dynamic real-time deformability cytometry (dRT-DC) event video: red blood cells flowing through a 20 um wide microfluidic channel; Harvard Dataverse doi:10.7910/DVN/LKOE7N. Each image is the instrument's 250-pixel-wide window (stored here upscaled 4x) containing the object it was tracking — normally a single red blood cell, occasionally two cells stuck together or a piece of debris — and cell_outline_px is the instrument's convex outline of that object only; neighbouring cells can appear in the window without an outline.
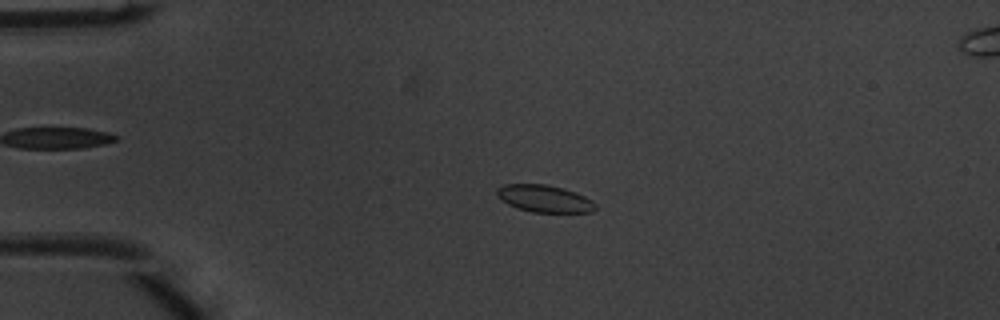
{"species": "common noctule bat (a hibernating species)", "species_latin": "Nyctalus noctula", "temperature_condition": "warm", "stored_images_in_passage": 41, "camera_frame_rate_fps": 3000, "um_per_image_px": 0.085, "animal": {"sex": "male", "body_mass_g": 20.1, "forearm_length_mm": 53.5}, "frame": {"image": 1, "passage_image": 2, "time_ms": 0.333, "image_size_px": [1000, 320], "cell_outline_px": [[596, 208], [592, 212], [532, 212], [516, 208], [500, 200], [496, 196], [496, 188], [504, 184], [548, 184], [564, 188], [576, 192], [592, 200], [596, 204]], "centroid_in_image_um": [46.25, 16.87], "position_along_channel_um": 38.8, "area_um2": 15.84}}
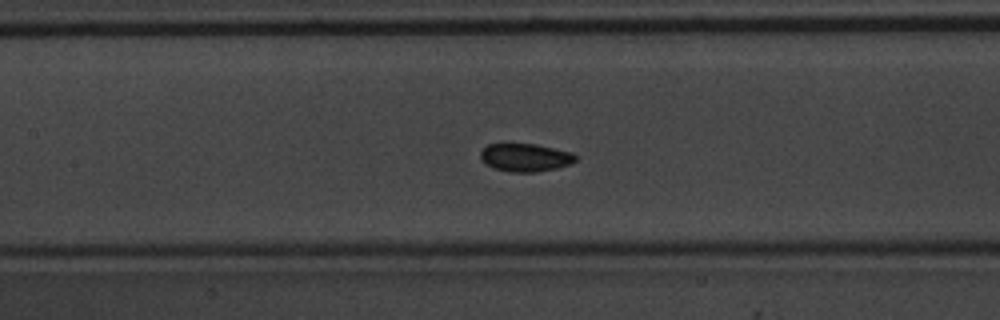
{"frame": {"image": 2, "passage_image": 14, "time_ms": 4.333, "image_size_px": [1000, 320], "cell_outline_px": [[576, 160], [572, 164], [556, 168], [536, 172], [512, 172], [492, 168], [484, 164], [480, 156], [480, 152], [488, 144], [536, 144], [572, 152], [576, 156]], "centroid_in_image_um": [44.65, 13.39], "position_along_channel_um": 162.8, "area_um2": 15.61}}
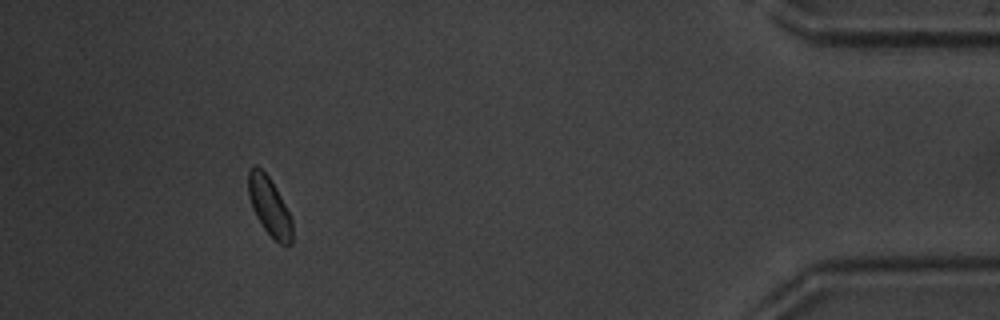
{"frame": {"image": 3, "passage_image": 37, "time_ms": 12.0, "image_size_px": [1000, 320], "cell_outline_px": [[292, 244], [288, 248], [280, 244], [264, 228], [256, 216], [252, 208], [248, 196], [248, 172], [256, 164], [268, 176], [280, 196], [292, 220]], "centroid_in_image_um": [22.9, 17.58], "position_along_channel_um": 412.3, "area_um2": 14.8}, "authors_computed_cell_mechanics": {"area_um2": 15.3748, "velocity_mm_per_s": 3.9871, "shape_relaxation_time_tau1_ms": 2.8819, "shape_relaxation_time_tau2_ms": 3.0133, "deformation_change_tau1": 0.0859, "deformation_change_tau2": 0.0657}}